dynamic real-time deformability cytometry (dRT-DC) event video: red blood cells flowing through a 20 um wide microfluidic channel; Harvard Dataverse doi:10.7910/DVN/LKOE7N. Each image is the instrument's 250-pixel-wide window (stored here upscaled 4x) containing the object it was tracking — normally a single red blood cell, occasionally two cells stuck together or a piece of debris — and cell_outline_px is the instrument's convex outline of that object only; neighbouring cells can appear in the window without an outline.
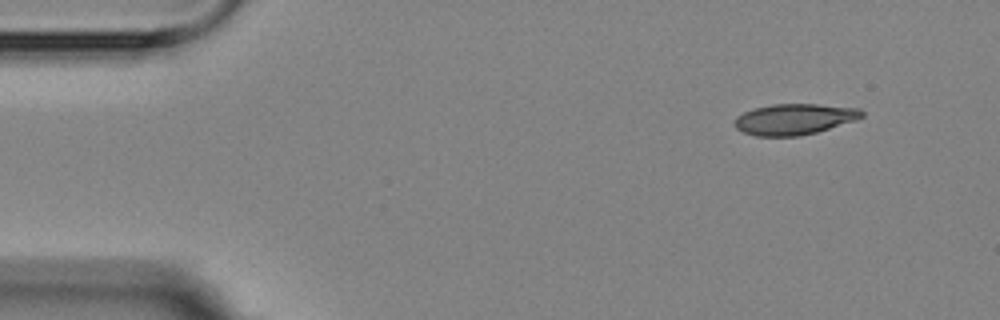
{"species": "Egyptian fruit bat (a non-hibernating species)", "species_latin": "Rousettus aegyptiacus", "temperature_condition": "room temperature", "stored_images_in_passage": 4, "segment_of_instrument_passage": [2, 2], "camera_frame_rate_fps": 3000, "um_per_image_px": 0.085, "animal": {"sex": "female"}, "frame": {"image": 1, "passage_image": 4, "time_ms": 4.333, "image_size_px": [1000, 320], "cell_outline_px": [[864, 116], [856, 120], [816, 132], [800, 136], [756, 136], [744, 132], [736, 128], [732, 124], [736, 116], [744, 112], [756, 108], [772, 104], [816, 104], [860, 108], [864, 112]], "centroid_in_image_um": [67.51, 10.13], "position_along_channel_um": 17.5, "area_um2": 22.95}}